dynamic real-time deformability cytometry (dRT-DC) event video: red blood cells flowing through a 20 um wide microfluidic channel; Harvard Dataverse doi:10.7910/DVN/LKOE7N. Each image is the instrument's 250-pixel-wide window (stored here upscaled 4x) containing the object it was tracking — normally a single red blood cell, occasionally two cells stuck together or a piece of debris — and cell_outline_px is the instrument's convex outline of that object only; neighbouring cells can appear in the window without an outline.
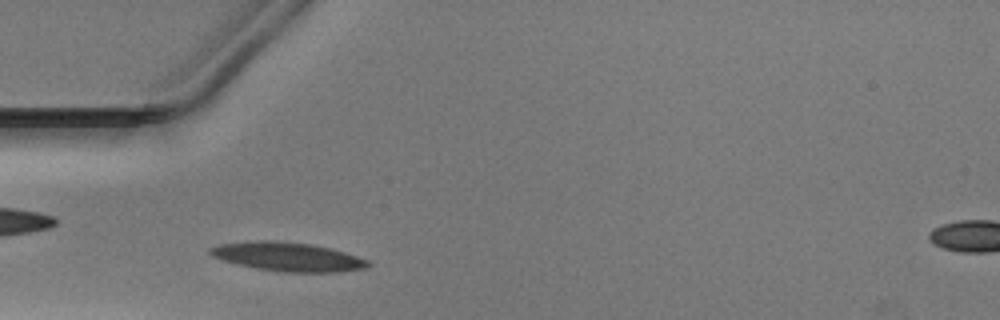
{"species": "Egyptian fruit bat (a non-hibernating species)", "species_latin": "Rousettus aegyptiacus", "temperature_condition": "warm", "stored_images_in_passage": 37, "camera_frame_rate_fps": 3000, "um_per_image_px": 0.085, "animal": {"sex": "male"}, "frame": {"image": 1, "passage_image": 4, "time_ms": 1.0, "image_size_px": [1000, 320], "cell_outline_px": [[372, 264], [364, 268], [336, 272], [280, 272], [256, 268], [236, 264], [212, 256], [208, 252], [208, 248], [220, 244], [248, 240], [276, 240], [312, 244], [344, 252], [368, 260]], "centroid_in_image_um": [24.41, 21.81], "position_along_channel_um": 60.6, "area_um2": 26.65}}
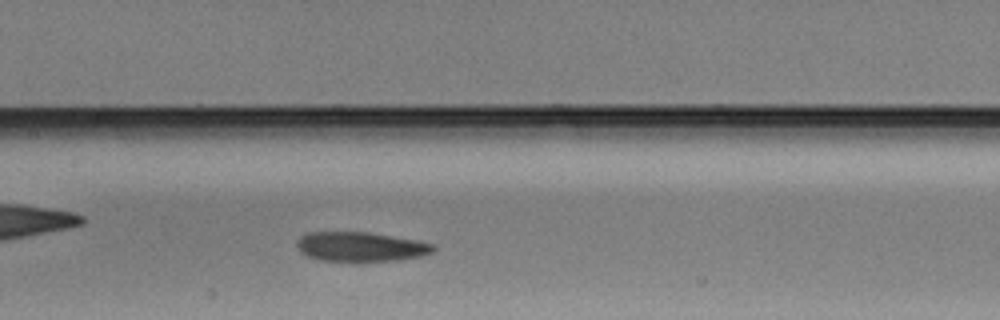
{"frame": {"image": 2, "passage_image": 13, "time_ms": 4.0, "image_size_px": [1000, 320], "cell_outline_px": [[436, 248], [432, 252], [420, 256], [392, 260], [360, 264], [320, 260], [308, 256], [300, 252], [296, 248], [296, 240], [300, 236], [308, 232], [368, 232], [416, 240], [432, 244]], "centroid_in_image_um": [30.58, 21.0], "position_along_channel_um": 176.8, "area_um2": 24.1}}
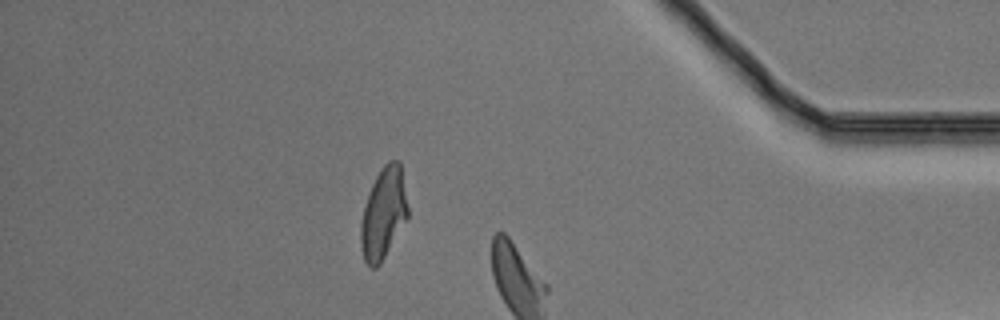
{"frame": {"image": 3, "passage_image": 31, "time_ms": 10.0, "image_size_px": [1000, 320], "cell_outline_px": [[408, 216], [380, 264], [376, 268], [372, 268], [364, 260], [360, 244], [360, 224], [368, 192], [380, 168], [388, 160], [400, 160], [408, 208]], "centroid_in_image_um": [32.58, 18.11], "position_along_channel_um": 402.6, "area_um2": 24.91}}